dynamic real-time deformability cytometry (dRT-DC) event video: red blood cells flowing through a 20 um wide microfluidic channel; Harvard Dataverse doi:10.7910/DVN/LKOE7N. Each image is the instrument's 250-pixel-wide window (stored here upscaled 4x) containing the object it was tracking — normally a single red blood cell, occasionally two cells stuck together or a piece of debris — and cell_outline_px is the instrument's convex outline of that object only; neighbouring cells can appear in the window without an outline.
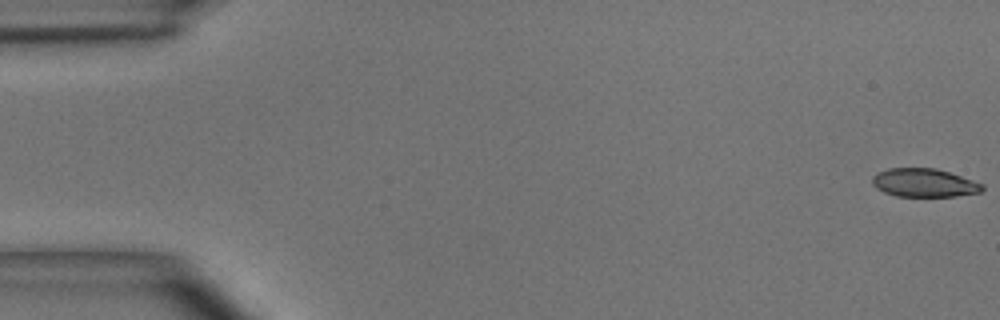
{"species": "common noctule bat (a hibernating species)", "species_latin": "Nyctalus noctula", "temperature_condition": "room temperature", "stored_images_in_passage": 49, "camera_frame_rate_fps": 3000, "um_per_image_px": 0.085, "animal": {"sex": "male", "body_mass_g": 15.6}, "frame": {"image": 1, "passage_image": 1, "time_ms": 0.0, "image_size_px": [1000, 320], "cell_outline_px": [[984, 188], [980, 192], [956, 196], [896, 196], [884, 192], [876, 188], [872, 184], [872, 176], [876, 172], [888, 168], [936, 168], [984, 184]], "centroid_in_image_um": [78.51, 15.53], "position_along_channel_um": 6.5, "area_um2": 18.21}}
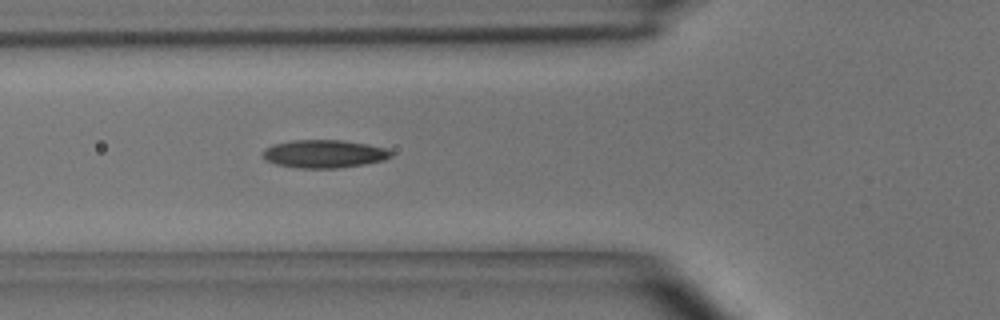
{"frame": {"image": 2, "passage_image": 18, "time_ms": 5.667, "image_size_px": [1000, 320], "cell_outline_px": [[392, 156], [384, 160], [364, 164], [336, 168], [296, 168], [276, 164], [264, 160], [260, 156], [260, 152], [264, 148], [272, 144], [292, 140], [344, 140], [368, 144], [384, 148], [392, 152]], "centroid_in_image_um": [27.47, 13.07], "position_along_channel_um": 98.3, "area_um2": 21.21}}
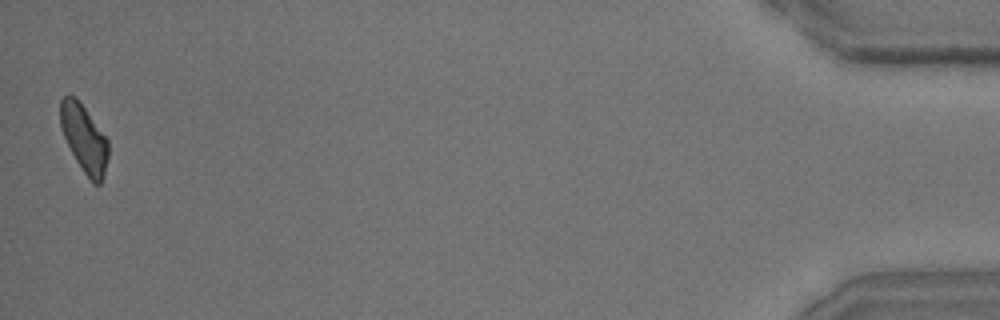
{"frame": {"image": 3, "passage_image": 49, "time_ms": 16.0, "image_size_px": [1000, 320], "cell_outline_px": [[108, 156], [104, 176], [100, 184], [92, 184], [76, 160], [64, 136], [60, 124], [60, 100], [64, 96], [76, 96], [108, 140]], "centroid_in_image_um": [7.16, 11.78], "position_along_channel_um": 428.0, "area_um2": 18.67}, "authors_computed_cell_mechanics": {"area_um2": 19.5942, "velocity_mm_per_s": 4.0776, "shape_relaxation_time_tau1_ms": 3.2798, "shape_relaxation_time_tau2_ms": 2.3818, "deformation_change_tau1": 0.1412, "deformation_change_tau2": 0.0919}}